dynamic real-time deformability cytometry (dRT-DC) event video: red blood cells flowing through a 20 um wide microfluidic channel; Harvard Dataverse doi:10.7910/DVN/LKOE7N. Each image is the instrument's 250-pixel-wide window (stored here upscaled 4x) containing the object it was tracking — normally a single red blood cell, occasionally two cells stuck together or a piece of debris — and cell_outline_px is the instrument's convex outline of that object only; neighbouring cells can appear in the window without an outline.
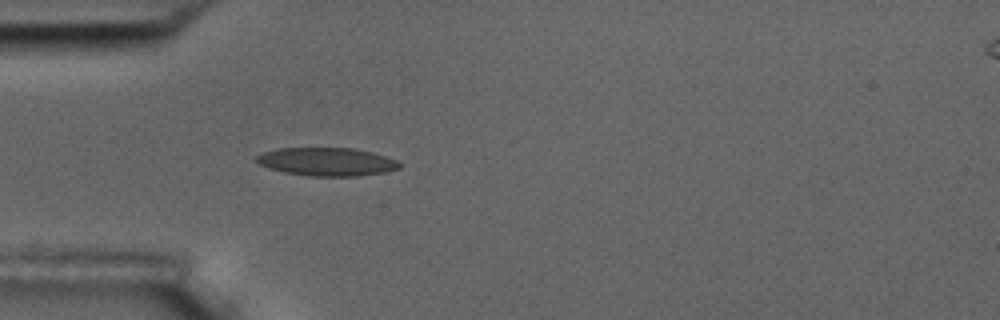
{"species": "common noctule bat (a hibernating species)", "species_latin": "Nyctalus noctula", "temperature_condition": "room temperature", "stored_images_in_passage": 5, "camera_frame_rate_fps": 3000, "um_per_image_px": 0.085, "animal": {"sex": "male", "body_mass_g": 17.5, "forearm_length_mm": 52.3}, "frame": {"image": 1, "passage_image": 4, "time_ms": 3.667, "image_size_px": [1000, 320], "cell_outline_px": [[400, 168], [384, 172], [356, 176], [308, 176], [284, 172], [268, 168], [252, 160], [256, 156], [264, 152], [276, 148], [352, 148], [372, 152], [396, 160], [400, 164]], "centroid_in_image_um": [27.72, 13.74], "position_along_channel_um": 57.3, "area_um2": 23.52}}